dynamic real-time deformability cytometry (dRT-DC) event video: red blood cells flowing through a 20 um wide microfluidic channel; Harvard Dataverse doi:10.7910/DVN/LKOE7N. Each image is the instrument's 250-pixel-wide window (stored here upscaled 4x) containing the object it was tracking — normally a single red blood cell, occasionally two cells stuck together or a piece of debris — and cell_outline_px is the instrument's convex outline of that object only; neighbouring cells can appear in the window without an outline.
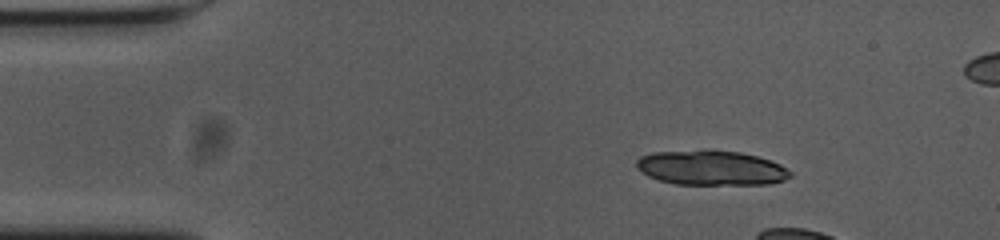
{"species": "common noctule bat (a hibernating species)", "species_latin": "Nyctalus noctula", "temperature_condition": "cold", "stored_images_in_passage": 6, "camera_frame_rate_fps": 3000, "um_per_image_px": 0.085, "animal": {"sex": "female", "body_mass_g": 23.0, "forearm_length_mm": 53.4}, "frame": {"image": 1, "passage_image": 1, "time_ms": 0.0, "image_size_px": [1000, 240], "cell_outline_px": [[780, 168], [776, 180], [712, 184], [696, 184], [668, 180], [704, 152], [728, 152], [748, 156], [764, 160], [776, 164]], "centroid_in_image_um": [61.75, 14.41], "position_along_channel_um": 23.3, "area_um2": 18.38}}